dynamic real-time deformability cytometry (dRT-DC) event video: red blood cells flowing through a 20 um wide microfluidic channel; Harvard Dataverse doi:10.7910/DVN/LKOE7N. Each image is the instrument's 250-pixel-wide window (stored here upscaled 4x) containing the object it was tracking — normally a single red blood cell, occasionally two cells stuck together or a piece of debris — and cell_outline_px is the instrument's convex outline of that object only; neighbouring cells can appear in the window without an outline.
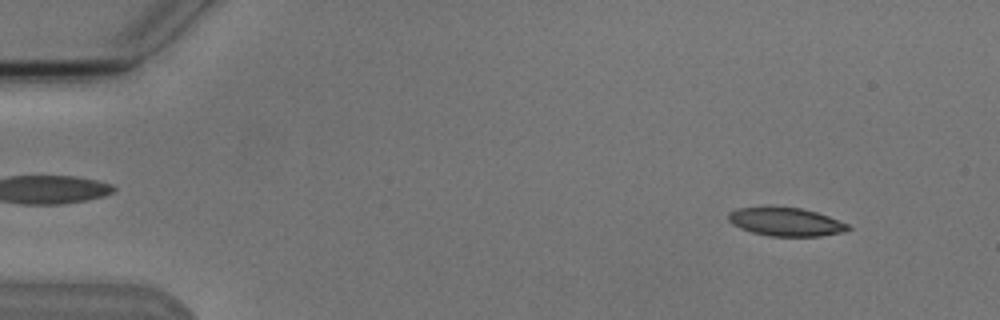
{"species": "Egyptian fruit bat (a non-hibernating species)", "species_latin": "Rousettus aegyptiacus", "temperature_condition": "cold", "stored_images_in_passage": 4, "camera_frame_rate_fps": 3000, "um_per_image_px": 0.085, "animal": {"sex": "male"}, "frame": {"image": 1, "passage_image": 1, "time_ms": 0.0, "image_size_px": [1000, 320], "cell_outline_px": [[852, 228], [844, 232], [820, 236], [768, 236], [752, 232], [740, 228], [732, 224], [728, 220], [728, 212], [736, 208], [768, 204], [800, 208], [816, 212], [828, 216], [848, 224]], "centroid_in_image_um": [66.73, 18.82], "position_along_channel_um": 18.3, "area_um2": 20.46}}
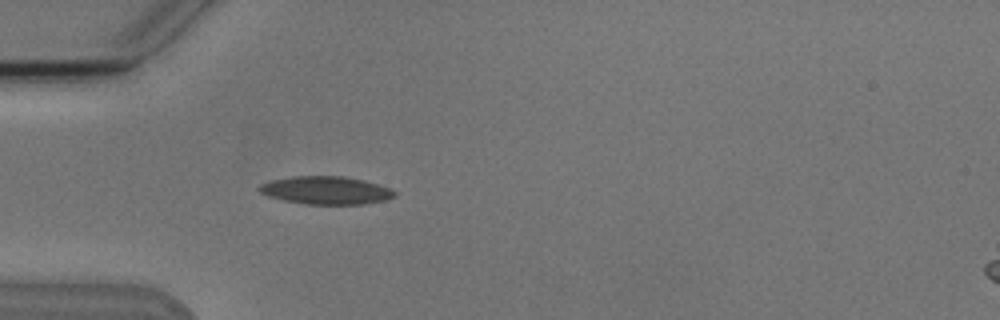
{"frame": {"image": 2, "passage_image": 4, "time_ms": 3.667, "image_size_px": [1000, 320], "cell_outline_px": [[396, 196], [384, 200], [364, 204], [304, 204], [284, 200], [268, 196], [260, 192], [256, 188], [260, 184], [272, 180], [292, 176], [344, 176], [364, 180], [388, 188], [396, 192]], "centroid_in_image_um": [27.67, 16.17], "position_along_channel_um": 57.3, "area_um2": 21.96}}